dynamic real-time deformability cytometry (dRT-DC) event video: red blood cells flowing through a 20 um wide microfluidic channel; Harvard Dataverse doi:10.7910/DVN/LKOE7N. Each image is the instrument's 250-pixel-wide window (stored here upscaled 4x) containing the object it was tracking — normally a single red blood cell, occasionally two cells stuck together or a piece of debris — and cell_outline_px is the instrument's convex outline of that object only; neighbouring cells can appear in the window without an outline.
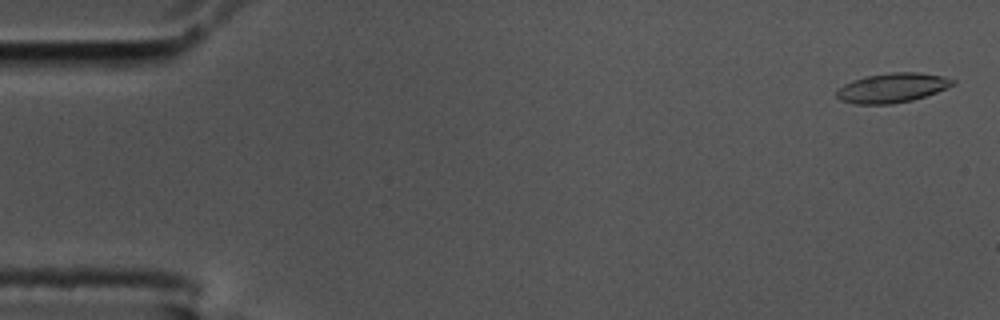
{"species": "common noctule bat (a hibernating species)", "species_latin": "Nyctalus noctula", "temperature_condition": "cold", "stored_images_in_passage": 56, "camera_frame_rate_fps": 3000, "um_per_image_px": 0.085, "animal": {"sex": "male", "body_mass_g": 17.5, "forearm_length_mm": 52.3}, "frame": {"image": 1, "passage_image": 2, "time_ms": 0.333, "image_size_px": [1000, 320], "cell_outline_px": [[956, 84], [936, 92], [912, 100], [892, 104], [856, 104], [840, 100], [836, 96], [836, 92], [844, 84], [852, 80], [864, 76], [892, 72], [920, 72], [940, 76], [956, 80]], "centroid_in_image_um": [75.83, 7.46], "position_along_channel_um": 9.2, "area_um2": 19.94}}
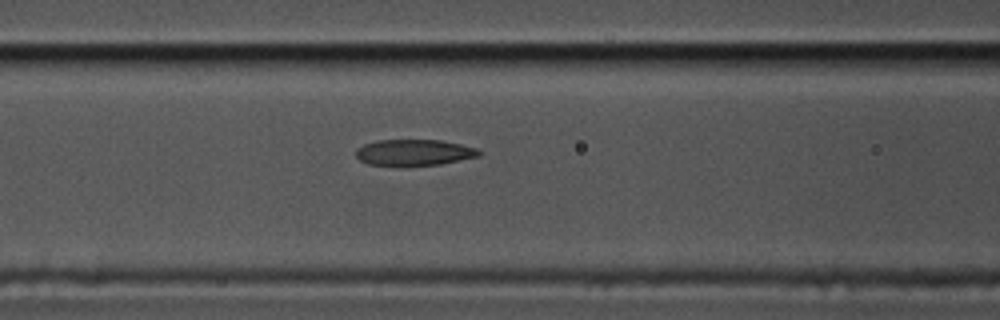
{"frame": {"image": 2, "passage_image": 23, "time_ms": 7.333, "image_size_px": [1000, 320], "cell_outline_px": [[480, 156], [440, 164], [408, 168], [392, 168], [368, 164], [360, 160], [356, 156], [356, 148], [364, 144], [376, 140], [440, 140], [460, 144], [476, 148], [480, 152]], "centroid_in_image_um": [35.12, 13.01], "position_along_channel_um": 131.5, "area_um2": 19.54}}
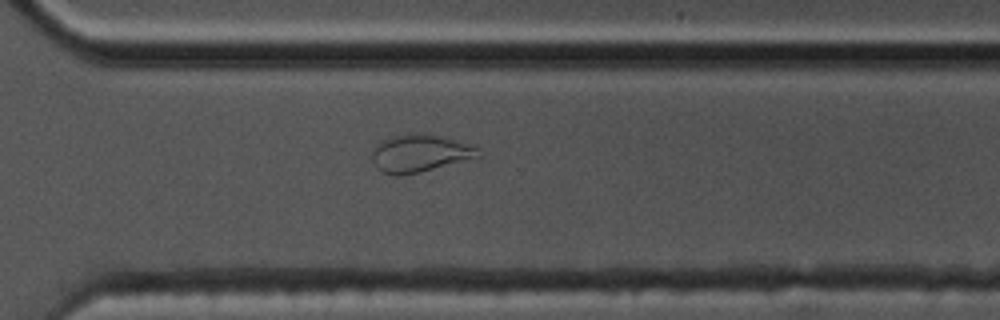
{"frame": {"image": 3, "passage_image": 40, "time_ms": 13.0, "image_size_px": [1000, 320], "cell_outline_px": [[484, 156], [476, 160], [420, 172], [400, 176], [396, 176], [384, 172], [376, 168], [372, 160], [372, 152], [376, 144], [380, 140], [392, 136], [420, 132], [440, 136], [480, 148]], "centroid_in_image_um": [35.76, 13.05], "position_along_channel_um": 334.8, "area_um2": 23.93}, "authors_computed_cell_mechanics": {"area_um2": 19.9988, "velocity_mm_per_s": 3.5947, "shape_relaxation_time_tau1_ms": null, "shape_relaxation_time_tau2_ms": 1.4706, "deformation_change_tau1": null, "deformation_change_tau2": 0.0765}}